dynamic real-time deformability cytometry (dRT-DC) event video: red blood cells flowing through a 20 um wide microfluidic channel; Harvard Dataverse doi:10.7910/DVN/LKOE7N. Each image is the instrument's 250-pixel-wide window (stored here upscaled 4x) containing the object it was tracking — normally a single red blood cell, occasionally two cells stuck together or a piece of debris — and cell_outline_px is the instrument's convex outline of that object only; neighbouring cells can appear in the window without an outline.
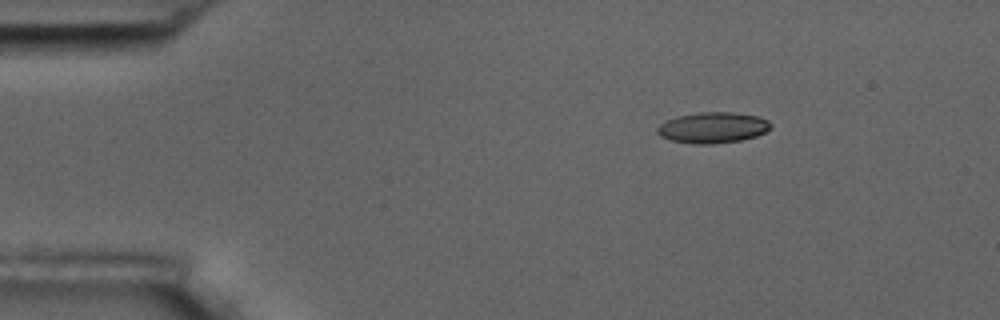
{"species": "common noctule bat (a hibernating species)", "species_latin": "Nyctalus noctula", "temperature_condition": "room temperature", "stored_images_in_passage": 3, "camera_frame_rate_fps": 3000, "um_per_image_px": 0.085, "animal": {"sex": "male", "body_mass_g": 17.5, "forearm_length_mm": 52.3}, "frame": {"image": 1, "passage_image": 1, "time_ms": 0.0, "image_size_px": [1000, 320], "cell_outline_px": [[772, 128], [756, 136], [740, 140], [712, 144], [692, 144], [672, 140], [660, 136], [656, 132], [656, 128], [664, 120], [676, 116], [700, 112], [732, 112], [760, 116], [768, 120], [772, 124]], "centroid_in_image_um": [60.58, 10.84], "position_along_channel_um": 24.4, "area_um2": 20.63}}